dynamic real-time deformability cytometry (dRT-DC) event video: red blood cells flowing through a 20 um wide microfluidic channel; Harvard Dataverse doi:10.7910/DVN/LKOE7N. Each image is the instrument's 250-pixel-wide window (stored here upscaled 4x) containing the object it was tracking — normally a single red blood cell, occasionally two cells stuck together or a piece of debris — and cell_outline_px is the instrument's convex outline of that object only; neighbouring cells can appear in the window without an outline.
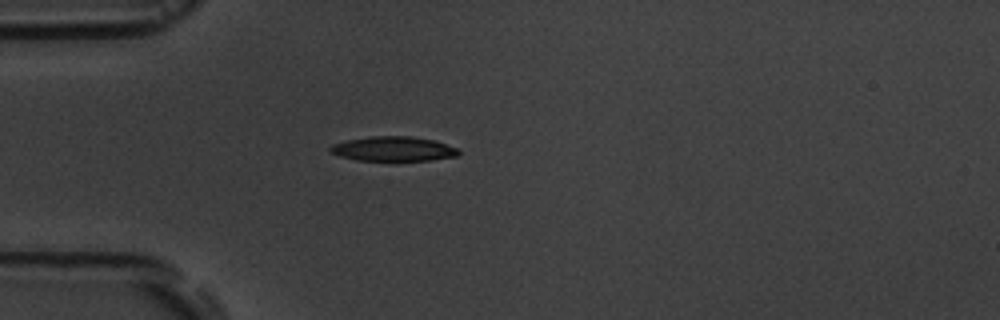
{"species": "common noctule bat (a hibernating species)", "species_latin": "Nyctalus noctula", "temperature_condition": "room temperature", "stored_images_in_passage": 7, "camera_frame_rate_fps": 3000, "um_per_image_px": 0.085, "animal": {"sex": "male", "body_mass_g": 19.5, "forearm_length_mm": 54.6}, "frame": {"image": 1, "passage_image": 7, "time_ms": 7.0, "image_size_px": [1000, 320], "cell_outline_px": [[460, 152], [456, 156], [432, 160], [356, 160], [340, 156], [332, 152], [328, 148], [332, 144], [348, 140], [368, 136], [412, 136], [436, 140], [456, 148]], "centroid_in_image_um": [33.44, 12.64], "position_along_channel_um": 51.6, "area_um2": 18.32}}